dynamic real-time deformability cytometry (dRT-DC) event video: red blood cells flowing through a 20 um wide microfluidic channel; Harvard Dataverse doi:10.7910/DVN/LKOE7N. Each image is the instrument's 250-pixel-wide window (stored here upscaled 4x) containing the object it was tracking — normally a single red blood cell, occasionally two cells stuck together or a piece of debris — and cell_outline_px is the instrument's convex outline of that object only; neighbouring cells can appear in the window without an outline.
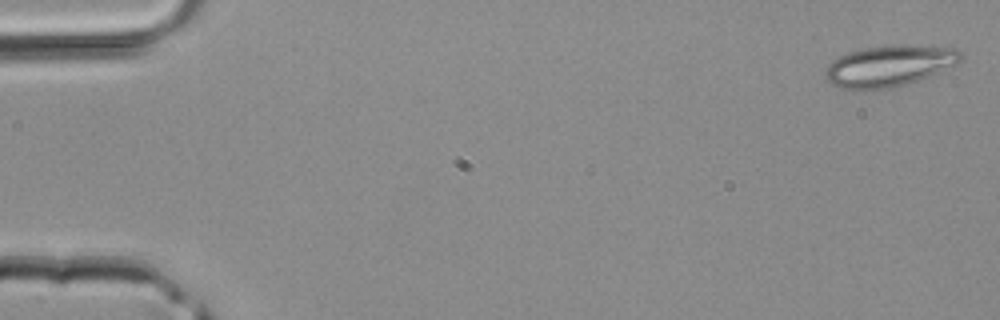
{"species": "common noctule bat (a hibernating species)", "species_latin": "Nyctalus noctula", "temperature_condition": "room temperature", "stored_images_in_passage": 42, "camera_frame_rate_fps": 3000, "um_per_image_px": 0.085, "animal": {"sex": "male", "body_mass_g": 20.4}, "frame": {"image": 1, "passage_image": 1, "time_ms": 0.0, "image_size_px": [1000, 320], "cell_outline_px": [[964, 60], [956, 64], [928, 76], [908, 84], [892, 88], [856, 92], [840, 88], [832, 84], [824, 76], [824, 72], [828, 64], [832, 60], [848, 52], [864, 48], [892, 44], [904, 44], [956, 48], [964, 56]], "centroid_in_image_um": [75.56, 5.62], "position_along_channel_um": 9.4, "area_um2": 33.23}}
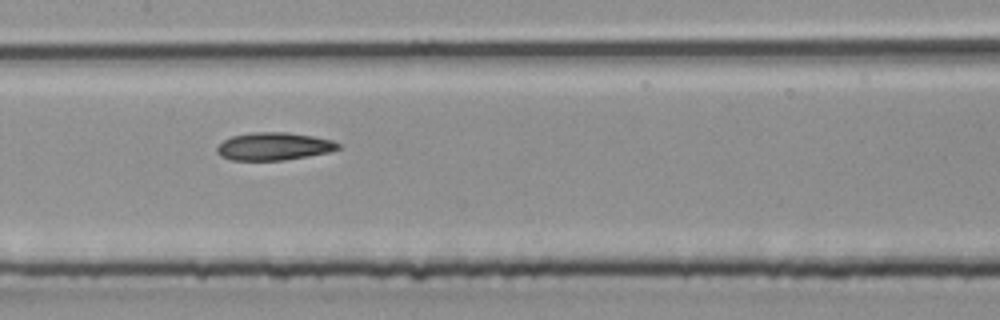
{"frame": {"image": 2, "passage_image": 21, "time_ms": 6.667, "image_size_px": [1000, 320], "cell_outline_px": [[340, 148], [328, 152], [308, 156], [284, 160], [232, 160], [220, 156], [216, 152], [216, 148], [224, 140], [232, 136], [252, 132], [288, 132], [312, 136], [332, 140], [340, 144]], "centroid_in_image_um": [23.26, 12.44], "position_along_channel_um": 184.1, "area_um2": 19.54}}
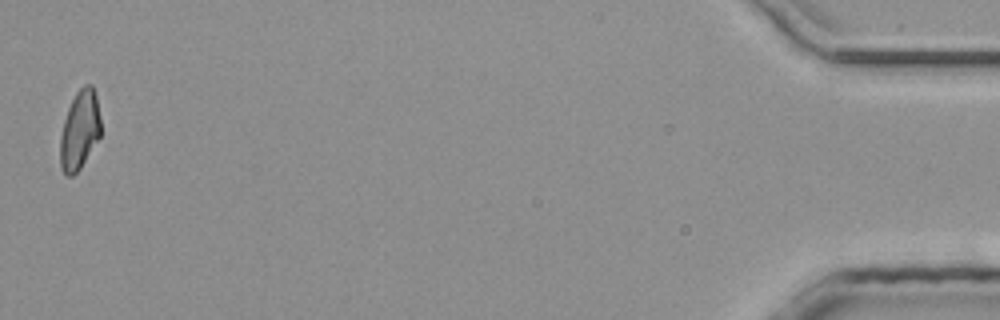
{"frame": {"image": 3, "passage_image": 42, "time_ms": 13.667, "image_size_px": [1000, 320], "cell_outline_px": [[100, 136], [80, 168], [72, 176], [68, 176], [60, 168], [60, 136], [64, 120], [68, 108], [76, 92], [84, 84], [92, 84], [96, 96], [100, 116]], "centroid_in_image_um": [6.76, 11.04], "position_along_channel_um": 428.4, "area_um2": 18.55}}